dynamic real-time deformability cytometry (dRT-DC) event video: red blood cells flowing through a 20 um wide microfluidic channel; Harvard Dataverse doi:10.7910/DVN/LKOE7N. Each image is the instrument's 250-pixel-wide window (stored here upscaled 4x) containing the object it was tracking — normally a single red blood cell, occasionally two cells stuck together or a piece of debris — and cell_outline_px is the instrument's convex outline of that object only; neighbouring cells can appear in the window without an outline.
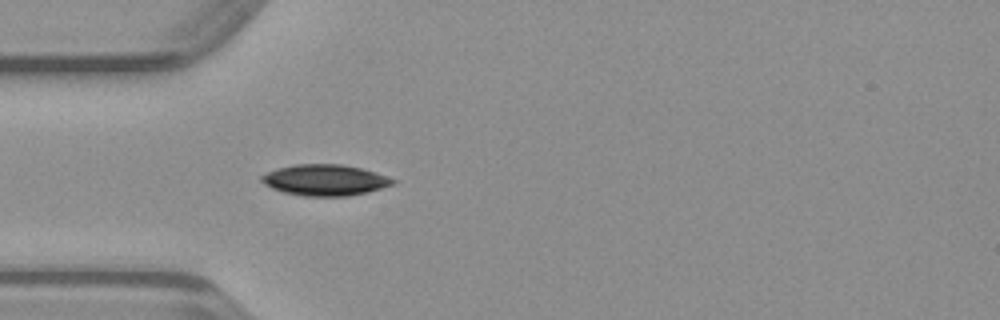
{"species": "common noctule bat (a hibernating species)", "species_latin": "Nyctalus noctula", "temperature_condition": "warm", "stored_images_in_passage": 35, "camera_frame_rate_fps": 3000, "um_per_image_px": 0.085, "animal": {"sex": "male", "body_mass_g": 23.1, "forearm_length_mm": 52.7}, "frame": {"image": 1, "passage_image": 1, "time_ms": 0.0, "image_size_px": [1000, 320], "cell_outline_px": [[396, 180], [392, 184], [368, 192], [348, 196], [304, 196], [284, 192], [272, 188], [264, 184], [260, 180], [260, 176], [276, 168], [296, 164], [340, 164], [360, 168], [376, 172]], "centroid_in_image_um": [27.59, 15.3], "position_along_channel_um": 57.4, "area_um2": 23.64}}
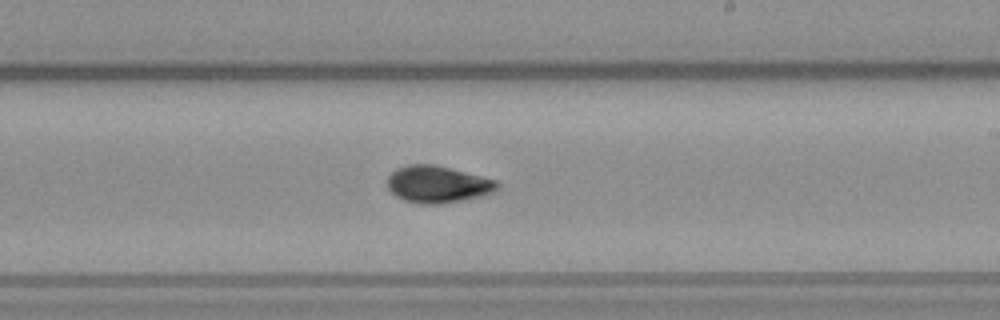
{"frame": {"image": 2, "passage_image": 15, "time_ms": 4.667, "image_size_px": [1000, 320], "cell_outline_px": [[500, 184], [492, 192], [480, 196], [440, 204], [420, 204], [404, 200], [396, 196], [388, 188], [388, 176], [396, 168], [408, 164], [436, 164], [496, 180]], "centroid_in_image_um": [37.17, 15.65], "position_along_channel_um": 251.8, "area_um2": 23.52}}
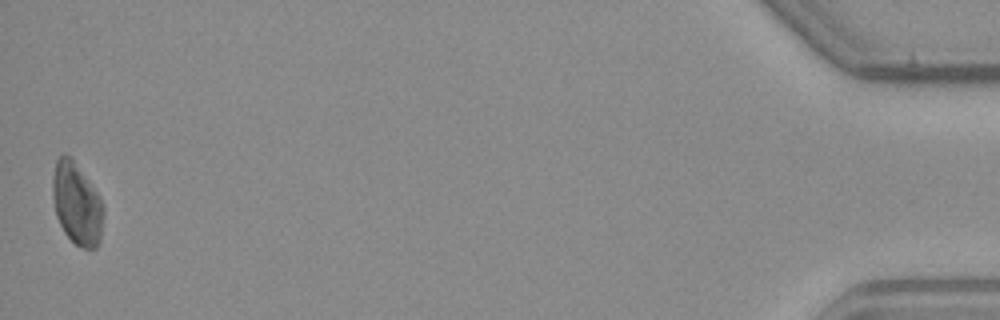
{"frame": {"image": 3, "passage_image": 35, "time_ms": 11.333, "image_size_px": [1000, 320], "cell_outline_px": [[104, 212], [100, 240], [96, 248], [84, 248], [76, 244], [64, 232], [56, 216], [52, 196], [52, 176], [56, 160], [64, 152], [72, 156], [100, 196], [104, 208]], "centroid_in_image_um": [6.52, 17.27], "position_along_channel_um": 428.7, "area_um2": 24.62}}